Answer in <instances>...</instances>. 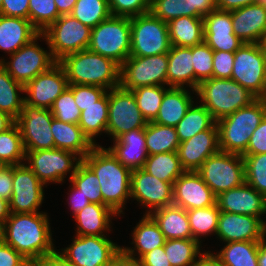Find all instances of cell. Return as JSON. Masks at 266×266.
I'll use <instances>...</instances> for the list:
<instances>
[{"mask_svg": "<svg viewBox=\"0 0 266 266\" xmlns=\"http://www.w3.org/2000/svg\"><path fill=\"white\" fill-rule=\"evenodd\" d=\"M46 212L10 213L0 228V238L35 266L56 250Z\"/></svg>", "mask_w": 266, "mask_h": 266, "instance_id": "obj_1", "label": "cell"}, {"mask_svg": "<svg viewBox=\"0 0 266 266\" xmlns=\"http://www.w3.org/2000/svg\"><path fill=\"white\" fill-rule=\"evenodd\" d=\"M99 179L103 205L117 215L124 214L130 198L131 170L125 167L112 152L99 144L82 159Z\"/></svg>", "mask_w": 266, "mask_h": 266, "instance_id": "obj_2", "label": "cell"}, {"mask_svg": "<svg viewBox=\"0 0 266 266\" xmlns=\"http://www.w3.org/2000/svg\"><path fill=\"white\" fill-rule=\"evenodd\" d=\"M59 63L69 85H93L107 90L120 86V66L88 49L66 55Z\"/></svg>", "mask_w": 266, "mask_h": 266, "instance_id": "obj_3", "label": "cell"}, {"mask_svg": "<svg viewBox=\"0 0 266 266\" xmlns=\"http://www.w3.org/2000/svg\"><path fill=\"white\" fill-rule=\"evenodd\" d=\"M197 99L218 120L252 104L258 98L233 79L210 78L196 90Z\"/></svg>", "mask_w": 266, "mask_h": 266, "instance_id": "obj_4", "label": "cell"}, {"mask_svg": "<svg viewBox=\"0 0 266 266\" xmlns=\"http://www.w3.org/2000/svg\"><path fill=\"white\" fill-rule=\"evenodd\" d=\"M266 115V99H257L218 120L220 151L242 155L254 130Z\"/></svg>", "mask_w": 266, "mask_h": 266, "instance_id": "obj_5", "label": "cell"}, {"mask_svg": "<svg viewBox=\"0 0 266 266\" xmlns=\"http://www.w3.org/2000/svg\"><path fill=\"white\" fill-rule=\"evenodd\" d=\"M88 50L121 66L131 52V18L111 15L91 28Z\"/></svg>", "mask_w": 266, "mask_h": 266, "instance_id": "obj_6", "label": "cell"}, {"mask_svg": "<svg viewBox=\"0 0 266 266\" xmlns=\"http://www.w3.org/2000/svg\"><path fill=\"white\" fill-rule=\"evenodd\" d=\"M231 79L258 99H266V47L264 43H243L234 52Z\"/></svg>", "mask_w": 266, "mask_h": 266, "instance_id": "obj_7", "label": "cell"}, {"mask_svg": "<svg viewBox=\"0 0 266 266\" xmlns=\"http://www.w3.org/2000/svg\"><path fill=\"white\" fill-rule=\"evenodd\" d=\"M90 36L91 28L82 24L71 14L61 15L42 32V39L46 41L48 49L51 50L57 62L66 55L88 49Z\"/></svg>", "mask_w": 266, "mask_h": 266, "instance_id": "obj_8", "label": "cell"}, {"mask_svg": "<svg viewBox=\"0 0 266 266\" xmlns=\"http://www.w3.org/2000/svg\"><path fill=\"white\" fill-rule=\"evenodd\" d=\"M197 172L216 196L246 182L244 158L240 154L219 151L209 156Z\"/></svg>", "mask_w": 266, "mask_h": 266, "instance_id": "obj_9", "label": "cell"}, {"mask_svg": "<svg viewBox=\"0 0 266 266\" xmlns=\"http://www.w3.org/2000/svg\"><path fill=\"white\" fill-rule=\"evenodd\" d=\"M171 46L166 22L150 12L131 17L130 56L146 57L168 53Z\"/></svg>", "mask_w": 266, "mask_h": 266, "instance_id": "obj_10", "label": "cell"}, {"mask_svg": "<svg viewBox=\"0 0 266 266\" xmlns=\"http://www.w3.org/2000/svg\"><path fill=\"white\" fill-rule=\"evenodd\" d=\"M25 164L44 184H61L69 172V180L82 159L70 151L53 148L25 151Z\"/></svg>", "mask_w": 266, "mask_h": 266, "instance_id": "obj_11", "label": "cell"}, {"mask_svg": "<svg viewBox=\"0 0 266 266\" xmlns=\"http://www.w3.org/2000/svg\"><path fill=\"white\" fill-rule=\"evenodd\" d=\"M41 38L42 33H39L30 42L11 54L10 61L0 58L1 65L16 82L23 86L57 63L50 49L44 50L45 48L38 45L37 40Z\"/></svg>", "mask_w": 266, "mask_h": 266, "instance_id": "obj_12", "label": "cell"}, {"mask_svg": "<svg viewBox=\"0 0 266 266\" xmlns=\"http://www.w3.org/2000/svg\"><path fill=\"white\" fill-rule=\"evenodd\" d=\"M59 252L76 266H109L122 255V247L107 236L75 235Z\"/></svg>", "mask_w": 266, "mask_h": 266, "instance_id": "obj_13", "label": "cell"}, {"mask_svg": "<svg viewBox=\"0 0 266 266\" xmlns=\"http://www.w3.org/2000/svg\"><path fill=\"white\" fill-rule=\"evenodd\" d=\"M167 70V53L146 57L129 56L120 66V87L132 91L140 86H166Z\"/></svg>", "mask_w": 266, "mask_h": 266, "instance_id": "obj_14", "label": "cell"}, {"mask_svg": "<svg viewBox=\"0 0 266 266\" xmlns=\"http://www.w3.org/2000/svg\"><path fill=\"white\" fill-rule=\"evenodd\" d=\"M147 123L131 91L124 90L120 86L108 90L106 133L112 140L131 130L145 128Z\"/></svg>", "mask_w": 266, "mask_h": 266, "instance_id": "obj_15", "label": "cell"}, {"mask_svg": "<svg viewBox=\"0 0 266 266\" xmlns=\"http://www.w3.org/2000/svg\"><path fill=\"white\" fill-rule=\"evenodd\" d=\"M54 116L49 109L22 104V111L15 120L18 125L25 151L55 148L51 124Z\"/></svg>", "mask_w": 266, "mask_h": 266, "instance_id": "obj_16", "label": "cell"}, {"mask_svg": "<svg viewBox=\"0 0 266 266\" xmlns=\"http://www.w3.org/2000/svg\"><path fill=\"white\" fill-rule=\"evenodd\" d=\"M44 185L25 163L13 166L10 213H36L44 201Z\"/></svg>", "mask_w": 266, "mask_h": 266, "instance_id": "obj_17", "label": "cell"}, {"mask_svg": "<svg viewBox=\"0 0 266 266\" xmlns=\"http://www.w3.org/2000/svg\"><path fill=\"white\" fill-rule=\"evenodd\" d=\"M130 198L147 208L145 214L173 204V183L158 179L143 168L131 171Z\"/></svg>", "mask_w": 266, "mask_h": 266, "instance_id": "obj_18", "label": "cell"}, {"mask_svg": "<svg viewBox=\"0 0 266 266\" xmlns=\"http://www.w3.org/2000/svg\"><path fill=\"white\" fill-rule=\"evenodd\" d=\"M69 86L63 66L57 62L24 86V102L43 109H51L56 98Z\"/></svg>", "mask_w": 266, "mask_h": 266, "instance_id": "obj_19", "label": "cell"}, {"mask_svg": "<svg viewBox=\"0 0 266 266\" xmlns=\"http://www.w3.org/2000/svg\"><path fill=\"white\" fill-rule=\"evenodd\" d=\"M216 237L223 243L261 242L266 238V224L256 216L220 211Z\"/></svg>", "mask_w": 266, "mask_h": 266, "instance_id": "obj_20", "label": "cell"}, {"mask_svg": "<svg viewBox=\"0 0 266 266\" xmlns=\"http://www.w3.org/2000/svg\"><path fill=\"white\" fill-rule=\"evenodd\" d=\"M216 199L197 171H185L173 183V205L186 211L215 205Z\"/></svg>", "mask_w": 266, "mask_h": 266, "instance_id": "obj_21", "label": "cell"}, {"mask_svg": "<svg viewBox=\"0 0 266 266\" xmlns=\"http://www.w3.org/2000/svg\"><path fill=\"white\" fill-rule=\"evenodd\" d=\"M219 151V131L215 122L209 129L180 142L177 154L185 171H197L209 156Z\"/></svg>", "mask_w": 266, "mask_h": 266, "instance_id": "obj_22", "label": "cell"}, {"mask_svg": "<svg viewBox=\"0 0 266 266\" xmlns=\"http://www.w3.org/2000/svg\"><path fill=\"white\" fill-rule=\"evenodd\" d=\"M216 203L220 211L256 216L266 224V198L246 182L220 193Z\"/></svg>", "mask_w": 266, "mask_h": 266, "instance_id": "obj_23", "label": "cell"}, {"mask_svg": "<svg viewBox=\"0 0 266 266\" xmlns=\"http://www.w3.org/2000/svg\"><path fill=\"white\" fill-rule=\"evenodd\" d=\"M204 42L213 51L235 52L243 45L233 30L231 12L215 9L203 17Z\"/></svg>", "mask_w": 266, "mask_h": 266, "instance_id": "obj_24", "label": "cell"}, {"mask_svg": "<svg viewBox=\"0 0 266 266\" xmlns=\"http://www.w3.org/2000/svg\"><path fill=\"white\" fill-rule=\"evenodd\" d=\"M234 34L244 43L266 40V8L258 3L231 11Z\"/></svg>", "mask_w": 266, "mask_h": 266, "instance_id": "obj_25", "label": "cell"}, {"mask_svg": "<svg viewBox=\"0 0 266 266\" xmlns=\"http://www.w3.org/2000/svg\"><path fill=\"white\" fill-rule=\"evenodd\" d=\"M143 216L131 233L133 241L130 244L134 246H122V255L129 260L139 261L146 253L164 246L166 241L154 219L149 214Z\"/></svg>", "mask_w": 266, "mask_h": 266, "instance_id": "obj_26", "label": "cell"}, {"mask_svg": "<svg viewBox=\"0 0 266 266\" xmlns=\"http://www.w3.org/2000/svg\"><path fill=\"white\" fill-rule=\"evenodd\" d=\"M112 154L131 171L144 167L148 157L145 144V128L131 130L113 140L108 147Z\"/></svg>", "mask_w": 266, "mask_h": 266, "instance_id": "obj_27", "label": "cell"}, {"mask_svg": "<svg viewBox=\"0 0 266 266\" xmlns=\"http://www.w3.org/2000/svg\"><path fill=\"white\" fill-rule=\"evenodd\" d=\"M113 216L117 215L110 207L103 204L90 203L73 215L76 221V235L107 236L111 231Z\"/></svg>", "mask_w": 266, "mask_h": 266, "instance_id": "obj_28", "label": "cell"}, {"mask_svg": "<svg viewBox=\"0 0 266 266\" xmlns=\"http://www.w3.org/2000/svg\"><path fill=\"white\" fill-rule=\"evenodd\" d=\"M39 33L29 19L0 14V50L7 55L15 53Z\"/></svg>", "mask_w": 266, "mask_h": 266, "instance_id": "obj_29", "label": "cell"}, {"mask_svg": "<svg viewBox=\"0 0 266 266\" xmlns=\"http://www.w3.org/2000/svg\"><path fill=\"white\" fill-rule=\"evenodd\" d=\"M167 56V86L189 87L196 95L192 47L171 46Z\"/></svg>", "mask_w": 266, "mask_h": 266, "instance_id": "obj_30", "label": "cell"}, {"mask_svg": "<svg viewBox=\"0 0 266 266\" xmlns=\"http://www.w3.org/2000/svg\"><path fill=\"white\" fill-rule=\"evenodd\" d=\"M191 91L184 87H169L161 102L158 114L152 121L157 124L176 126L195 102Z\"/></svg>", "mask_w": 266, "mask_h": 266, "instance_id": "obj_31", "label": "cell"}, {"mask_svg": "<svg viewBox=\"0 0 266 266\" xmlns=\"http://www.w3.org/2000/svg\"><path fill=\"white\" fill-rule=\"evenodd\" d=\"M158 224L166 240L192 239L187 211L176 205H169L153 210L149 214Z\"/></svg>", "mask_w": 266, "mask_h": 266, "instance_id": "obj_32", "label": "cell"}, {"mask_svg": "<svg viewBox=\"0 0 266 266\" xmlns=\"http://www.w3.org/2000/svg\"><path fill=\"white\" fill-rule=\"evenodd\" d=\"M51 132L54 137L55 148L75 153L81 159L95 146L78 124L61 122L53 118Z\"/></svg>", "mask_w": 266, "mask_h": 266, "instance_id": "obj_33", "label": "cell"}, {"mask_svg": "<svg viewBox=\"0 0 266 266\" xmlns=\"http://www.w3.org/2000/svg\"><path fill=\"white\" fill-rule=\"evenodd\" d=\"M167 25L172 46L192 47L204 41L203 18L182 16Z\"/></svg>", "mask_w": 266, "mask_h": 266, "instance_id": "obj_34", "label": "cell"}, {"mask_svg": "<svg viewBox=\"0 0 266 266\" xmlns=\"http://www.w3.org/2000/svg\"><path fill=\"white\" fill-rule=\"evenodd\" d=\"M214 255L224 266H258L260 242H228Z\"/></svg>", "mask_w": 266, "mask_h": 266, "instance_id": "obj_35", "label": "cell"}, {"mask_svg": "<svg viewBox=\"0 0 266 266\" xmlns=\"http://www.w3.org/2000/svg\"><path fill=\"white\" fill-rule=\"evenodd\" d=\"M108 122V92L93 105L85 107L81 111V116L78 125L89 140L97 145L95 137L106 134Z\"/></svg>", "mask_w": 266, "mask_h": 266, "instance_id": "obj_36", "label": "cell"}, {"mask_svg": "<svg viewBox=\"0 0 266 266\" xmlns=\"http://www.w3.org/2000/svg\"><path fill=\"white\" fill-rule=\"evenodd\" d=\"M145 144L148 155L177 151L180 144L174 126L148 122L145 127Z\"/></svg>", "mask_w": 266, "mask_h": 266, "instance_id": "obj_37", "label": "cell"}, {"mask_svg": "<svg viewBox=\"0 0 266 266\" xmlns=\"http://www.w3.org/2000/svg\"><path fill=\"white\" fill-rule=\"evenodd\" d=\"M24 86L16 82L0 63V112L6 113L14 120L22 111Z\"/></svg>", "mask_w": 266, "mask_h": 266, "instance_id": "obj_38", "label": "cell"}, {"mask_svg": "<svg viewBox=\"0 0 266 266\" xmlns=\"http://www.w3.org/2000/svg\"><path fill=\"white\" fill-rule=\"evenodd\" d=\"M143 169L169 183H174L185 172L180 164L177 151L148 155Z\"/></svg>", "mask_w": 266, "mask_h": 266, "instance_id": "obj_39", "label": "cell"}, {"mask_svg": "<svg viewBox=\"0 0 266 266\" xmlns=\"http://www.w3.org/2000/svg\"><path fill=\"white\" fill-rule=\"evenodd\" d=\"M216 121L211 113L200 103L190 106L185 116L175 126L179 142L190 139L194 135L209 129Z\"/></svg>", "mask_w": 266, "mask_h": 266, "instance_id": "obj_40", "label": "cell"}, {"mask_svg": "<svg viewBox=\"0 0 266 266\" xmlns=\"http://www.w3.org/2000/svg\"><path fill=\"white\" fill-rule=\"evenodd\" d=\"M202 244L194 239L166 240L164 251L171 266H195L203 254Z\"/></svg>", "mask_w": 266, "mask_h": 266, "instance_id": "obj_41", "label": "cell"}, {"mask_svg": "<svg viewBox=\"0 0 266 266\" xmlns=\"http://www.w3.org/2000/svg\"><path fill=\"white\" fill-rule=\"evenodd\" d=\"M220 209L217 205L206 208L187 210V216L192 231V239L202 243V236L216 235Z\"/></svg>", "mask_w": 266, "mask_h": 266, "instance_id": "obj_42", "label": "cell"}, {"mask_svg": "<svg viewBox=\"0 0 266 266\" xmlns=\"http://www.w3.org/2000/svg\"><path fill=\"white\" fill-rule=\"evenodd\" d=\"M25 149L19 127L14 123L6 131L0 133V162L6 166H14L25 162Z\"/></svg>", "mask_w": 266, "mask_h": 266, "instance_id": "obj_43", "label": "cell"}, {"mask_svg": "<svg viewBox=\"0 0 266 266\" xmlns=\"http://www.w3.org/2000/svg\"><path fill=\"white\" fill-rule=\"evenodd\" d=\"M71 15L82 24L94 28L112 14L108 0H77Z\"/></svg>", "mask_w": 266, "mask_h": 266, "instance_id": "obj_44", "label": "cell"}, {"mask_svg": "<svg viewBox=\"0 0 266 266\" xmlns=\"http://www.w3.org/2000/svg\"><path fill=\"white\" fill-rule=\"evenodd\" d=\"M168 88V86L161 85L140 86L131 91L147 122H151L156 118L164 93Z\"/></svg>", "mask_w": 266, "mask_h": 266, "instance_id": "obj_45", "label": "cell"}, {"mask_svg": "<svg viewBox=\"0 0 266 266\" xmlns=\"http://www.w3.org/2000/svg\"><path fill=\"white\" fill-rule=\"evenodd\" d=\"M81 193L89 199L90 203L103 204L99 179L93 170L82 160L76 172L69 180Z\"/></svg>", "mask_w": 266, "mask_h": 266, "instance_id": "obj_46", "label": "cell"}, {"mask_svg": "<svg viewBox=\"0 0 266 266\" xmlns=\"http://www.w3.org/2000/svg\"><path fill=\"white\" fill-rule=\"evenodd\" d=\"M60 16L55 0H29V20L40 33Z\"/></svg>", "mask_w": 266, "mask_h": 266, "instance_id": "obj_47", "label": "cell"}, {"mask_svg": "<svg viewBox=\"0 0 266 266\" xmlns=\"http://www.w3.org/2000/svg\"><path fill=\"white\" fill-rule=\"evenodd\" d=\"M242 157L245 163L246 183L266 198V153Z\"/></svg>", "mask_w": 266, "mask_h": 266, "instance_id": "obj_48", "label": "cell"}, {"mask_svg": "<svg viewBox=\"0 0 266 266\" xmlns=\"http://www.w3.org/2000/svg\"><path fill=\"white\" fill-rule=\"evenodd\" d=\"M149 12L166 23L182 16L192 17L189 0H151Z\"/></svg>", "mask_w": 266, "mask_h": 266, "instance_id": "obj_49", "label": "cell"}, {"mask_svg": "<svg viewBox=\"0 0 266 266\" xmlns=\"http://www.w3.org/2000/svg\"><path fill=\"white\" fill-rule=\"evenodd\" d=\"M195 91L202 81L213 77V50L203 41L192 46Z\"/></svg>", "mask_w": 266, "mask_h": 266, "instance_id": "obj_50", "label": "cell"}, {"mask_svg": "<svg viewBox=\"0 0 266 266\" xmlns=\"http://www.w3.org/2000/svg\"><path fill=\"white\" fill-rule=\"evenodd\" d=\"M50 110L54 118L61 122L79 123L81 111L76 105L73 92L69 87L56 98Z\"/></svg>", "mask_w": 266, "mask_h": 266, "instance_id": "obj_51", "label": "cell"}, {"mask_svg": "<svg viewBox=\"0 0 266 266\" xmlns=\"http://www.w3.org/2000/svg\"><path fill=\"white\" fill-rule=\"evenodd\" d=\"M114 16L134 17L150 11L151 0H108Z\"/></svg>", "mask_w": 266, "mask_h": 266, "instance_id": "obj_52", "label": "cell"}, {"mask_svg": "<svg viewBox=\"0 0 266 266\" xmlns=\"http://www.w3.org/2000/svg\"><path fill=\"white\" fill-rule=\"evenodd\" d=\"M68 87L72 90L75 103L80 111L93 105L108 92L107 89L93 85H69Z\"/></svg>", "mask_w": 266, "mask_h": 266, "instance_id": "obj_53", "label": "cell"}, {"mask_svg": "<svg viewBox=\"0 0 266 266\" xmlns=\"http://www.w3.org/2000/svg\"><path fill=\"white\" fill-rule=\"evenodd\" d=\"M234 52L213 51V78L231 79Z\"/></svg>", "mask_w": 266, "mask_h": 266, "instance_id": "obj_54", "label": "cell"}, {"mask_svg": "<svg viewBox=\"0 0 266 266\" xmlns=\"http://www.w3.org/2000/svg\"><path fill=\"white\" fill-rule=\"evenodd\" d=\"M266 153V115L252 133L248 147L242 155H256Z\"/></svg>", "mask_w": 266, "mask_h": 266, "instance_id": "obj_55", "label": "cell"}, {"mask_svg": "<svg viewBox=\"0 0 266 266\" xmlns=\"http://www.w3.org/2000/svg\"><path fill=\"white\" fill-rule=\"evenodd\" d=\"M0 266H33L12 246L0 238Z\"/></svg>", "mask_w": 266, "mask_h": 266, "instance_id": "obj_56", "label": "cell"}, {"mask_svg": "<svg viewBox=\"0 0 266 266\" xmlns=\"http://www.w3.org/2000/svg\"><path fill=\"white\" fill-rule=\"evenodd\" d=\"M0 14L29 19V0H3Z\"/></svg>", "mask_w": 266, "mask_h": 266, "instance_id": "obj_57", "label": "cell"}, {"mask_svg": "<svg viewBox=\"0 0 266 266\" xmlns=\"http://www.w3.org/2000/svg\"><path fill=\"white\" fill-rule=\"evenodd\" d=\"M138 262L143 266H171L163 246L146 253Z\"/></svg>", "mask_w": 266, "mask_h": 266, "instance_id": "obj_58", "label": "cell"}, {"mask_svg": "<svg viewBox=\"0 0 266 266\" xmlns=\"http://www.w3.org/2000/svg\"><path fill=\"white\" fill-rule=\"evenodd\" d=\"M13 188V166H4L0 171V198L10 201Z\"/></svg>", "mask_w": 266, "mask_h": 266, "instance_id": "obj_59", "label": "cell"}, {"mask_svg": "<svg viewBox=\"0 0 266 266\" xmlns=\"http://www.w3.org/2000/svg\"><path fill=\"white\" fill-rule=\"evenodd\" d=\"M70 187L71 190L69 191V197L67 198V200L69 199V201L67 202L70 210L72 211V214L75 215L85 206L90 204V201L81 193V190L75 187L72 183Z\"/></svg>", "mask_w": 266, "mask_h": 266, "instance_id": "obj_60", "label": "cell"}, {"mask_svg": "<svg viewBox=\"0 0 266 266\" xmlns=\"http://www.w3.org/2000/svg\"><path fill=\"white\" fill-rule=\"evenodd\" d=\"M192 17L203 18L215 10V0H189Z\"/></svg>", "mask_w": 266, "mask_h": 266, "instance_id": "obj_61", "label": "cell"}, {"mask_svg": "<svg viewBox=\"0 0 266 266\" xmlns=\"http://www.w3.org/2000/svg\"><path fill=\"white\" fill-rule=\"evenodd\" d=\"M35 266H76L64 257L58 249L41 259Z\"/></svg>", "mask_w": 266, "mask_h": 266, "instance_id": "obj_62", "label": "cell"}, {"mask_svg": "<svg viewBox=\"0 0 266 266\" xmlns=\"http://www.w3.org/2000/svg\"><path fill=\"white\" fill-rule=\"evenodd\" d=\"M256 2L257 0H215V7L221 11L231 12Z\"/></svg>", "mask_w": 266, "mask_h": 266, "instance_id": "obj_63", "label": "cell"}, {"mask_svg": "<svg viewBox=\"0 0 266 266\" xmlns=\"http://www.w3.org/2000/svg\"><path fill=\"white\" fill-rule=\"evenodd\" d=\"M195 266H224L211 251H205L199 257Z\"/></svg>", "mask_w": 266, "mask_h": 266, "instance_id": "obj_64", "label": "cell"}, {"mask_svg": "<svg viewBox=\"0 0 266 266\" xmlns=\"http://www.w3.org/2000/svg\"><path fill=\"white\" fill-rule=\"evenodd\" d=\"M76 2L77 0H55V4L60 15L71 14Z\"/></svg>", "mask_w": 266, "mask_h": 266, "instance_id": "obj_65", "label": "cell"}, {"mask_svg": "<svg viewBox=\"0 0 266 266\" xmlns=\"http://www.w3.org/2000/svg\"><path fill=\"white\" fill-rule=\"evenodd\" d=\"M9 203L0 198V228L4 225L6 219L9 217Z\"/></svg>", "mask_w": 266, "mask_h": 266, "instance_id": "obj_66", "label": "cell"}, {"mask_svg": "<svg viewBox=\"0 0 266 266\" xmlns=\"http://www.w3.org/2000/svg\"><path fill=\"white\" fill-rule=\"evenodd\" d=\"M15 123V120L6 113L0 112V133L6 131Z\"/></svg>", "mask_w": 266, "mask_h": 266, "instance_id": "obj_67", "label": "cell"}, {"mask_svg": "<svg viewBox=\"0 0 266 266\" xmlns=\"http://www.w3.org/2000/svg\"><path fill=\"white\" fill-rule=\"evenodd\" d=\"M258 266H266V238L259 244Z\"/></svg>", "mask_w": 266, "mask_h": 266, "instance_id": "obj_68", "label": "cell"}, {"mask_svg": "<svg viewBox=\"0 0 266 266\" xmlns=\"http://www.w3.org/2000/svg\"><path fill=\"white\" fill-rule=\"evenodd\" d=\"M109 266H130V260L121 255Z\"/></svg>", "mask_w": 266, "mask_h": 266, "instance_id": "obj_69", "label": "cell"}, {"mask_svg": "<svg viewBox=\"0 0 266 266\" xmlns=\"http://www.w3.org/2000/svg\"><path fill=\"white\" fill-rule=\"evenodd\" d=\"M130 266H143V265L140 264L138 261L130 260Z\"/></svg>", "mask_w": 266, "mask_h": 266, "instance_id": "obj_70", "label": "cell"}, {"mask_svg": "<svg viewBox=\"0 0 266 266\" xmlns=\"http://www.w3.org/2000/svg\"><path fill=\"white\" fill-rule=\"evenodd\" d=\"M256 3L261 4L266 8V0H257Z\"/></svg>", "mask_w": 266, "mask_h": 266, "instance_id": "obj_71", "label": "cell"}, {"mask_svg": "<svg viewBox=\"0 0 266 266\" xmlns=\"http://www.w3.org/2000/svg\"><path fill=\"white\" fill-rule=\"evenodd\" d=\"M4 166L5 165L2 162H0V171L3 169Z\"/></svg>", "mask_w": 266, "mask_h": 266, "instance_id": "obj_72", "label": "cell"}]
</instances>
